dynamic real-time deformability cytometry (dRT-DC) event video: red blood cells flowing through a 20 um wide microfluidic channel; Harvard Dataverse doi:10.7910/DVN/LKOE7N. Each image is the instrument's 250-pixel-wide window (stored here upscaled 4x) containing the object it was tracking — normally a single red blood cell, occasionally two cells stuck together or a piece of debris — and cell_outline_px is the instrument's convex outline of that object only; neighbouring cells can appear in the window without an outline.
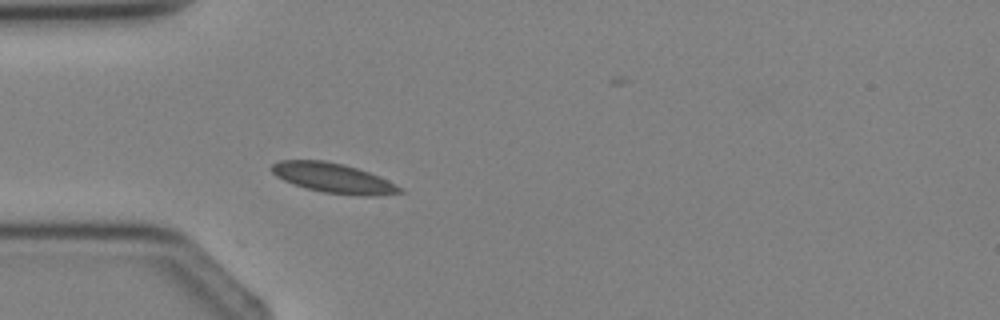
{"species": "Egyptian fruit bat (a non-hibernating species)", "species_latin": "Rousettus aegyptiacus", "temperature_condition": "cold", "stored_images_in_passage": 2, "camera_frame_rate_fps": 3000, "um_per_image_px": 0.085, "animal": {"sex": "female"}, "frame": {"image": 1, "passage_image": 2, "time_ms": 1.333, "image_size_px": [1000, 320], "cell_outline_px": [[404, 192], [376, 196], [360, 196], [324, 192], [304, 188], [292, 184], [276, 176], [268, 168], [272, 164], [280, 160], [324, 160], [344, 164], [380, 176], [404, 188]], "centroid_in_image_um": [28.33, 15.14], "position_along_channel_um": 56.7, "area_um2": 22.48}}